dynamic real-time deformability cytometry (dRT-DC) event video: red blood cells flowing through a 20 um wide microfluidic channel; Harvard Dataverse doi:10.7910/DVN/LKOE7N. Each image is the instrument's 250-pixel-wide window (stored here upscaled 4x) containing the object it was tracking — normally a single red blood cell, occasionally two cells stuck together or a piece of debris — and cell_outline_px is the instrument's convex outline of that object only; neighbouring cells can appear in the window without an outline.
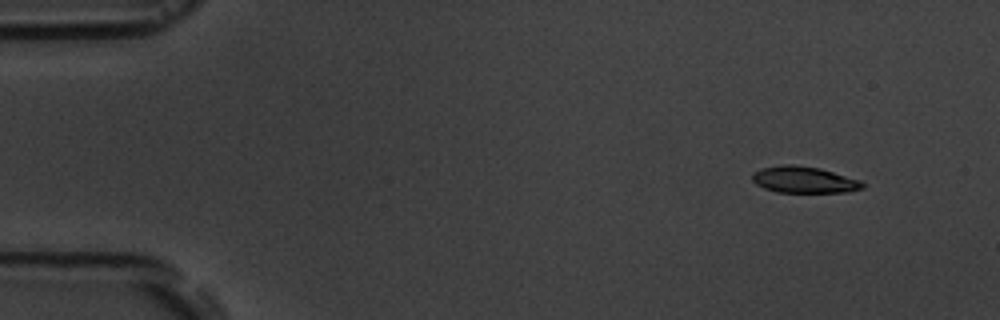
{"species": "common noctule bat (a hibernating species)", "species_latin": "Nyctalus noctula", "temperature_condition": "room temperature", "stored_images_in_passage": 8, "camera_frame_rate_fps": 3000, "um_per_image_px": 0.085, "animal": {"sex": "male", "body_mass_g": 19.5, "forearm_length_mm": 54.6}, "frame": {"image": 1, "passage_image": 2, "time_ms": 1.333, "image_size_px": [1000, 320], "cell_outline_px": [[864, 188], [848, 192], [776, 192], [764, 188], [756, 184], [752, 180], [752, 172], [760, 168], [784, 164], [792, 164], [820, 168], [860, 180], [864, 184]], "centroid_in_image_um": [68.31, 15.27], "position_along_channel_um": 16.7, "area_um2": 17.11}}
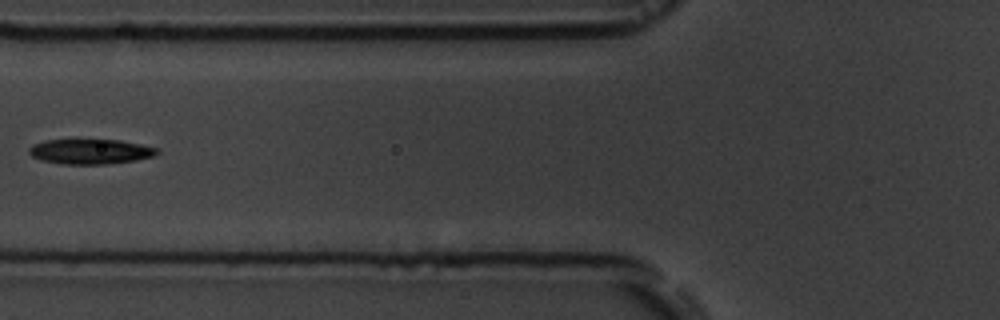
{"frame": {"image": 2, "passage_image": 7, "time_ms": 7.0, "image_size_px": [1000, 320], "cell_outline_px": [[160, 152], [156, 156], [136, 160], [108, 164], [60, 164], [40, 160], [32, 156], [28, 152], [28, 148], [32, 144], [44, 140], [120, 140], [160, 148]], "centroid_in_image_um": [7.7, 12.88], "position_along_channel_um": 118.1, "area_um2": 18.9}}
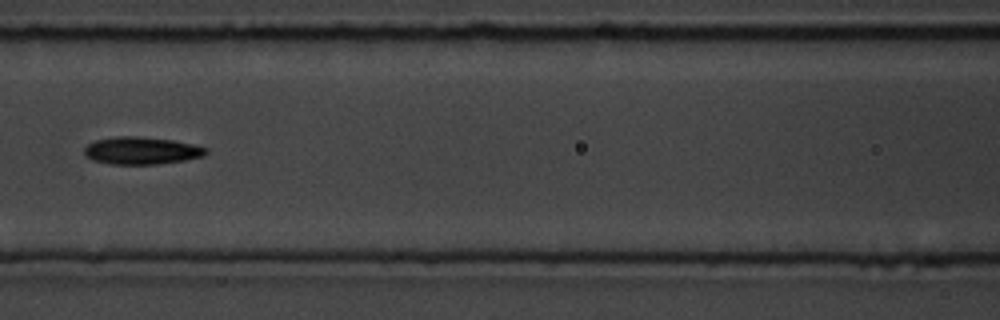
{"frame": {"image": 3, "passage_image": 8, "time_ms": 8.0, "image_size_px": [1000, 320], "cell_outline_px": [[208, 152], [204, 156], [184, 160], [156, 164], [112, 164], [92, 160], [84, 152], [84, 148], [88, 144], [96, 140], [116, 136], [136, 136], [172, 140], [192, 144], [208, 148]], "centroid_in_image_um": [12.04, 12.8], "position_along_channel_um": 154.6, "area_um2": 19.31}}